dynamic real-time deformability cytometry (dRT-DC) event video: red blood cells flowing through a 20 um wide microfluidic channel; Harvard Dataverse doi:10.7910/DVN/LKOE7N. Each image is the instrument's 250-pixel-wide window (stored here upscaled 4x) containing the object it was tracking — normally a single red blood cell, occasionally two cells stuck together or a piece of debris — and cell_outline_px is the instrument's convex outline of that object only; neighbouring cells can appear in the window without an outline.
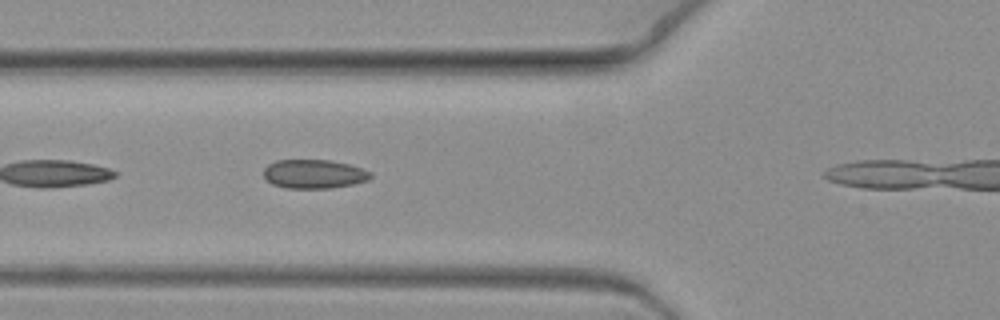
{"species": "common noctule bat (a hibernating species)", "species_latin": "Nyctalus noctula", "temperature_condition": "warm", "stored_images_in_passage": 7, "camera_frame_rate_fps": 3000, "um_per_image_px": 0.085, "animal": {"sex": "female", "body_mass_g": 19.3, "forearm_length_mm": 54.1}, "frame": {"image": 1, "passage_image": 6, "time_ms": 1.667, "image_size_px": [1000, 320], "cell_outline_px": [[372, 176], [368, 180], [352, 184], [332, 188], [284, 188], [272, 184], [264, 176], [264, 168], [268, 164], [276, 160], [328, 160], [348, 164], [372, 172]], "centroid_in_image_um": [26.67, 14.79], "position_along_channel_um": 99.1, "area_um2": 17.98}}